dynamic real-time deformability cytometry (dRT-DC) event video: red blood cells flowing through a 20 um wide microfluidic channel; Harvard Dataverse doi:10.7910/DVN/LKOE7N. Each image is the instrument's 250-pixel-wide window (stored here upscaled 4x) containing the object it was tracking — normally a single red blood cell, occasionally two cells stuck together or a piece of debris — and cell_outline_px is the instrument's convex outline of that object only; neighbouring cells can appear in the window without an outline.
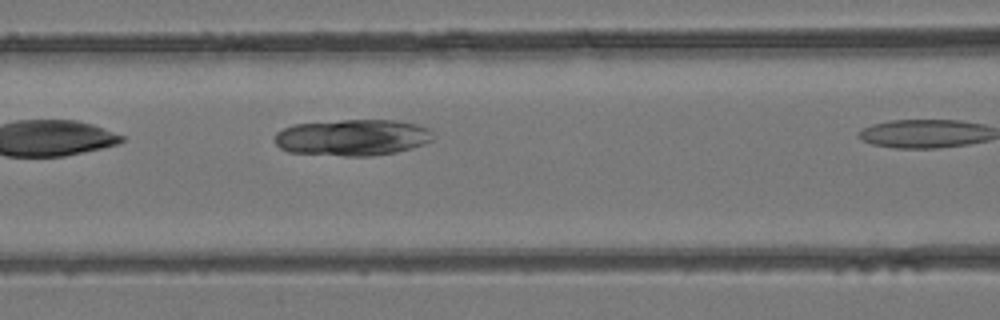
{"species": "common noctule bat (a hibernating species)", "species_latin": "Nyctalus noctula", "temperature_condition": "room temperature", "stored_images_in_passage": 9, "camera_frame_rate_fps": 3000, "um_per_image_px": 0.085, "animal": {"sex": "female", "body_mass_g": 24.6, "forearm_length_mm": 56.2}, "frame": {"image": 1, "passage_image": 8, "time_ms": 2.333, "image_size_px": [1000, 320], "cell_outline_px": [[432, 140], [424, 144], [412, 148], [396, 152], [372, 156], [344, 156], [288, 152], [280, 148], [276, 144], [276, 132], [292, 124], [340, 120], [396, 120], [416, 124], [428, 128], [432, 132]], "centroid_in_image_um": [29.95, 11.68], "position_along_channel_um": 136.6, "area_um2": 33.7}}